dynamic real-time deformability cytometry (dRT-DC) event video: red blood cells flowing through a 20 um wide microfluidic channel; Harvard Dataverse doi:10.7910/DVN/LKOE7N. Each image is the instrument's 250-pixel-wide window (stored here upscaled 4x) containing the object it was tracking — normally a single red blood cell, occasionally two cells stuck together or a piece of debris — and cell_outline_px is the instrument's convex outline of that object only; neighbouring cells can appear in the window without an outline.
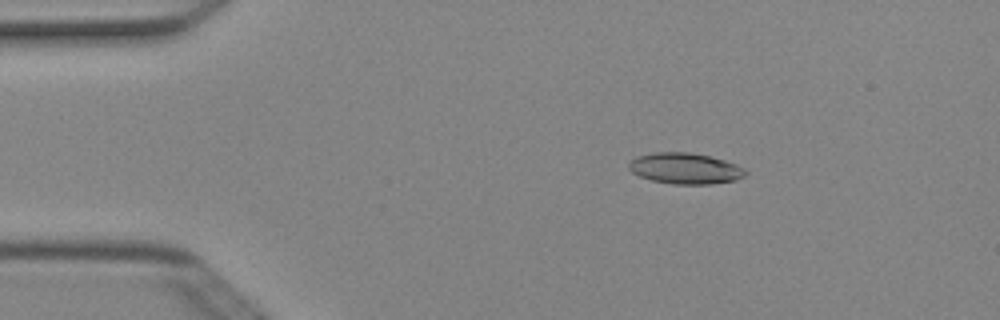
{"species": "Egyptian fruit bat (a non-hibernating species)", "species_latin": "Rousettus aegyptiacus", "temperature_condition": "cold", "stored_images_in_passage": 5, "camera_frame_rate_fps": 3000, "um_per_image_px": 0.085, "animal": {"sex": "female"}, "frame": {"image": 1, "passage_image": 3, "time_ms": 0.667, "image_size_px": [1000, 320], "cell_outline_px": [[748, 172], [744, 176], [736, 180], [712, 184], [672, 184], [652, 180], [640, 176], [632, 172], [628, 168], [628, 164], [636, 156], [652, 152], [688, 152], [708, 156], [724, 160], [736, 164], [744, 168]], "centroid_in_image_um": [58.24, 14.32], "position_along_channel_um": 26.8, "area_um2": 21.1}}
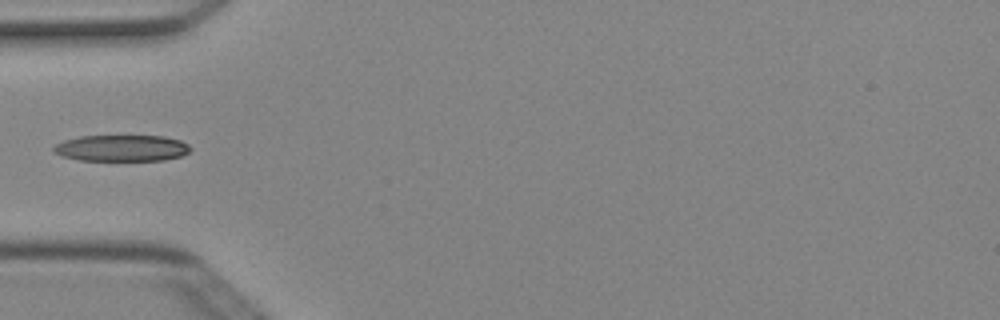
{"frame": {"image": 2, "passage_image": 5, "time_ms": 1.333, "image_size_px": [1000, 320], "cell_outline_px": [[192, 148], [188, 152], [180, 156], [164, 160], [80, 160], [60, 156], [52, 152], [52, 148], [56, 144], [64, 140], [80, 136], [164, 136], [180, 140], [188, 144]], "centroid_in_image_um": [10.31, 12.59], "position_along_channel_um": 74.7, "area_um2": 21.04}}